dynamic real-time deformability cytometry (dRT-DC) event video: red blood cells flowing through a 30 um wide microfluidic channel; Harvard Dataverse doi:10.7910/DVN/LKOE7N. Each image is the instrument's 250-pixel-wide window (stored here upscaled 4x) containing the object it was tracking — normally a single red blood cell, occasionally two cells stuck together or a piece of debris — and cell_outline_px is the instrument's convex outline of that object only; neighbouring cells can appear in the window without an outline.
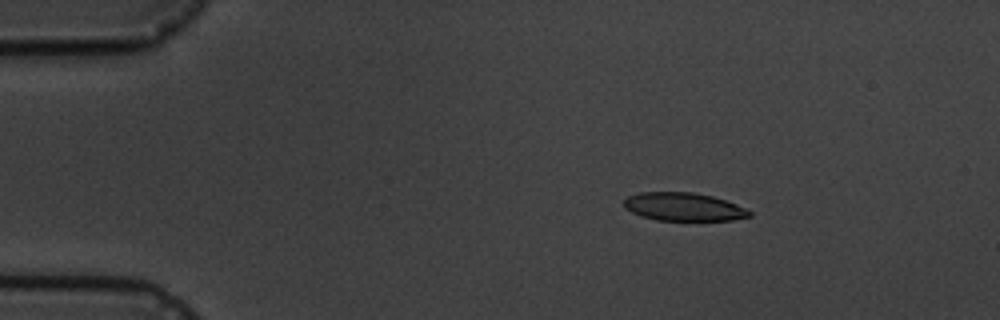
{"species": "common noctule bat (a hibernating species)", "species_latin": "Nyctalus noctula", "temperature_condition": "cold", "stored_images_in_passage": 4, "camera_frame_rate_fps": 3000, "um_per_image_px": 0.085, "animal": {"sex": "male", "body_mass_g": 19.5, "forearm_length_mm": 54.6}, "frame": {"image": 1, "passage_image": 3, "time_ms": 2.0, "image_size_px": [1000, 320], "cell_outline_px": [[752, 216], [732, 220], [656, 220], [640, 216], [624, 208], [624, 200], [628, 196], [640, 192], [692, 192], [712, 196], [736, 204], [752, 212]], "centroid_in_image_um": [58.08, 17.58], "position_along_channel_um": 26.9, "area_um2": 20.58}}